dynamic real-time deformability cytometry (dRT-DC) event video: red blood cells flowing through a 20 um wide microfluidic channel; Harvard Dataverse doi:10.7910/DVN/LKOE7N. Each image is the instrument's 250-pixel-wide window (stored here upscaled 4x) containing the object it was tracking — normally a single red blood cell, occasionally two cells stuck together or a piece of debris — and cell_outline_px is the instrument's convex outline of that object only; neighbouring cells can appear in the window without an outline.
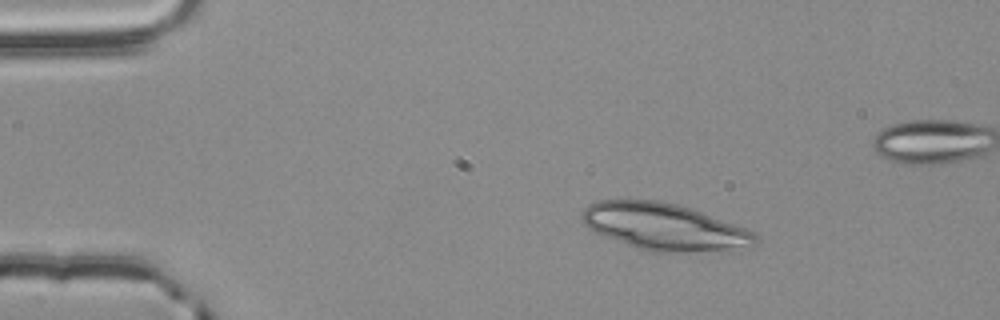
{"species": "common noctule bat (a hibernating species)", "species_latin": "Nyctalus noctula", "temperature_condition": "room temperature", "stored_images_in_passage": 32, "camera_frame_rate_fps": 3000, "um_per_image_px": 0.085, "animal": {"sex": "male", "body_mass_g": 20.4}, "frame": {"image": 1, "passage_image": 1, "time_ms": 0.0, "image_size_px": [1000, 320], "cell_outline_px": [[760, 240], [752, 248], [680, 252], [648, 252], [636, 248], [604, 236], [596, 232], [584, 224], [580, 220], [580, 212], [588, 204], [596, 200], [660, 200], [692, 208], [744, 228], [752, 232]], "centroid_in_image_um": [56.43, 19.27], "position_along_channel_um": 28.6, "area_um2": 47.57}}
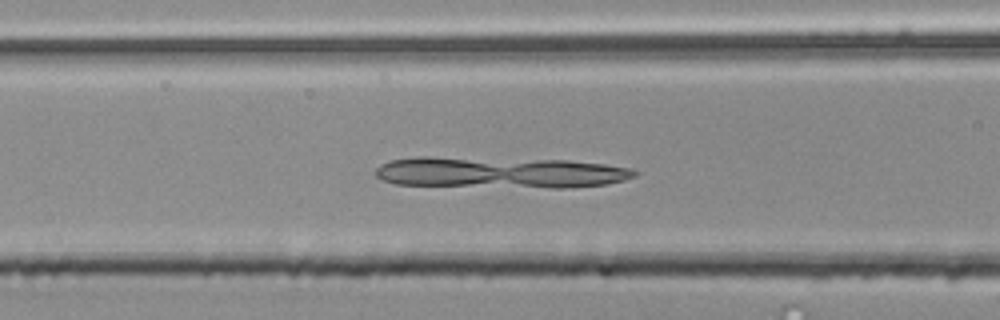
{"frame": {"image": 2, "passage_image": 14, "time_ms": 4.333, "image_size_px": [1000, 320], "cell_outline_px": [[640, 172], [636, 176], [624, 180], [608, 184], [572, 188], [552, 188], [396, 184], [384, 180], [376, 176], [376, 168], [380, 164], [392, 160], [416, 156], [424, 156], [568, 160], [604, 164], [632, 168]], "centroid_in_image_um": [42.56, 14.65], "position_along_channel_um": 124.0, "area_um2": 47.57}}